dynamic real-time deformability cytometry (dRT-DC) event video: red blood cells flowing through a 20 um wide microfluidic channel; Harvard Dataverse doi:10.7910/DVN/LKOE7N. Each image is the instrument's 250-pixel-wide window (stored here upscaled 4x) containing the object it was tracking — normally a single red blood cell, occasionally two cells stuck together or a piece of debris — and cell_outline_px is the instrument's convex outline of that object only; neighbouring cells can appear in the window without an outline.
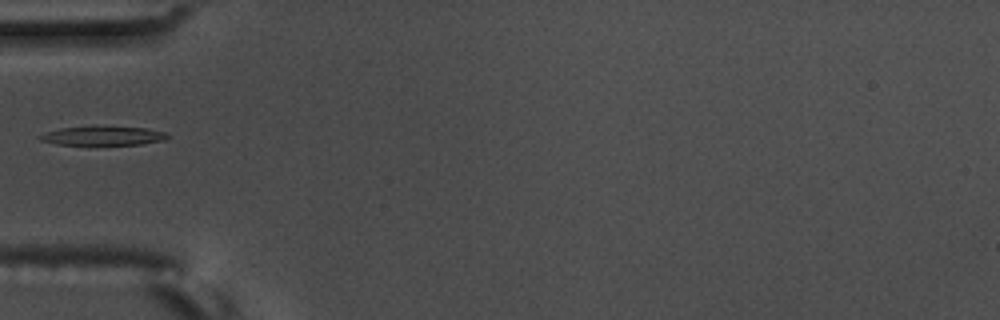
{"species": "common noctule bat (a hibernating species)", "species_latin": "Nyctalus noctula", "temperature_condition": "warm", "stored_images_in_passage": 37, "camera_frame_rate_fps": 3000, "um_per_image_px": 0.085, "animal": {"sex": "male", "body_mass_g": 17.5, "forearm_length_mm": 52.3}, "frame": {"image": 1, "passage_image": 1, "time_ms": 0.0, "image_size_px": [1000, 320], "cell_outline_px": [[168, 136], [164, 140], [140, 144], [56, 144], [40, 140], [36, 136], [60, 128], [92, 124], [148, 128], [168, 132]], "centroid_in_image_um": [8.76, 11.49], "position_along_channel_um": 76.2, "area_um2": 14.62}}